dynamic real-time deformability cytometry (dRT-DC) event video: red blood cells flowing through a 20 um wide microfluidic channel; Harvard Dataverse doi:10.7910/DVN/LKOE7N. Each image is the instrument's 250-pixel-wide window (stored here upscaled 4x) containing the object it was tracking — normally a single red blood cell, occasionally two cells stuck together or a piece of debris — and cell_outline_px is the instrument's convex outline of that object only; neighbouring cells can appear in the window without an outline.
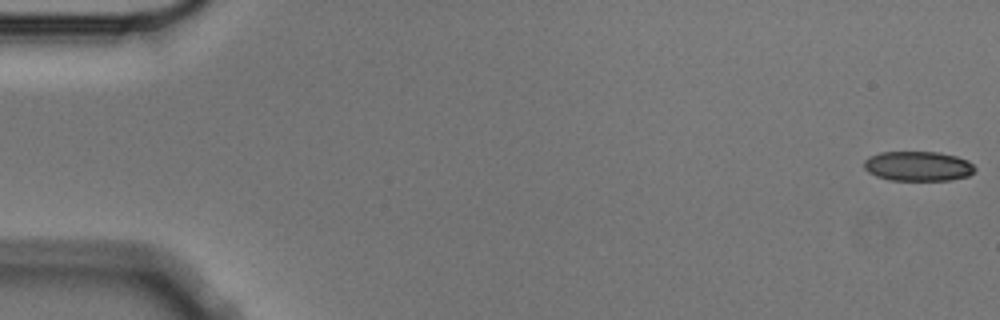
{"species": "Egyptian fruit bat (a non-hibernating species)", "species_latin": "Rousettus aegyptiacus", "temperature_condition": "cold", "stored_images_in_passage": 8, "camera_frame_rate_fps": 3000, "um_per_image_px": 0.085, "animal": {"sex": "male"}, "frame": {"image": 1, "passage_image": 1, "time_ms": 0.0, "image_size_px": [1000, 320], "cell_outline_px": [[976, 168], [968, 176], [952, 180], [888, 180], [876, 176], [868, 172], [864, 168], [864, 160], [880, 152], [940, 152], [956, 156], [968, 160]], "centroid_in_image_um": [78.04, 14.12], "position_along_channel_um": 7.0, "area_um2": 19.25}}
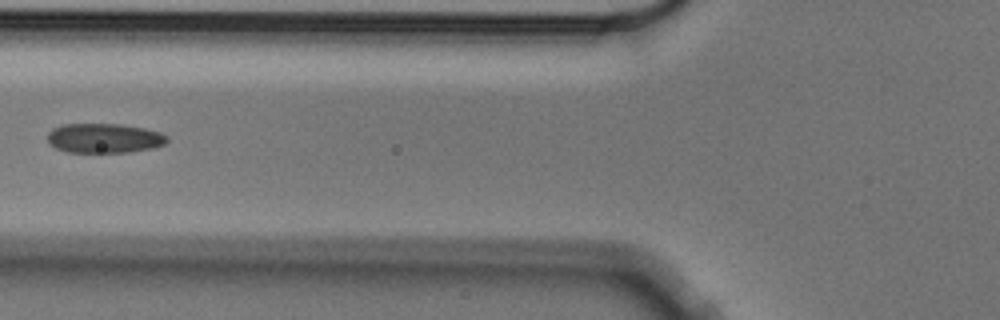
{"frame": {"image": 2, "passage_image": 6, "time_ms": 1.667, "image_size_px": [1000, 320], "cell_outline_px": [[168, 140], [164, 144], [152, 148], [128, 152], [68, 152], [56, 148], [48, 144], [48, 132], [52, 128], [64, 124], [120, 124], [144, 128], [160, 132], [168, 136]], "centroid_in_image_um": [8.84, 11.74], "position_along_channel_um": 117.0, "area_um2": 20.63}}
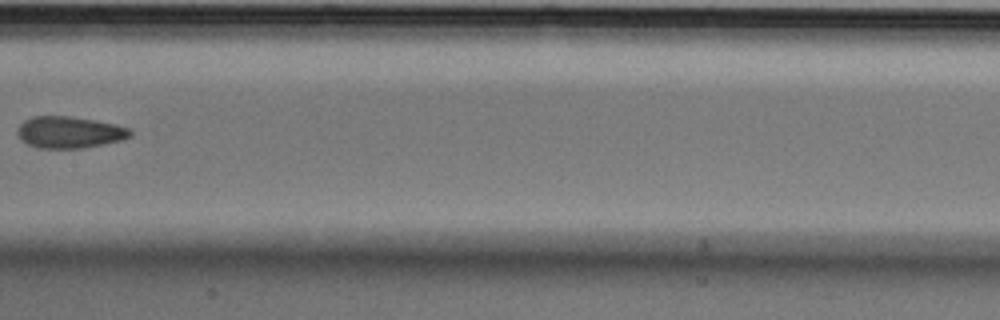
{"frame": {"image": 3, "passage_image": 8, "time_ms": 2.333, "image_size_px": [1000, 320], "cell_outline_px": [[132, 136], [120, 140], [84, 148], [36, 148], [20, 140], [16, 132], [20, 124], [24, 120], [32, 116], [68, 116], [96, 120], [116, 124], [128, 128], [132, 132]], "centroid_in_image_um": [5.87, 11.24], "position_along_channel_um": 201.5, "area_um2": 20.92}}